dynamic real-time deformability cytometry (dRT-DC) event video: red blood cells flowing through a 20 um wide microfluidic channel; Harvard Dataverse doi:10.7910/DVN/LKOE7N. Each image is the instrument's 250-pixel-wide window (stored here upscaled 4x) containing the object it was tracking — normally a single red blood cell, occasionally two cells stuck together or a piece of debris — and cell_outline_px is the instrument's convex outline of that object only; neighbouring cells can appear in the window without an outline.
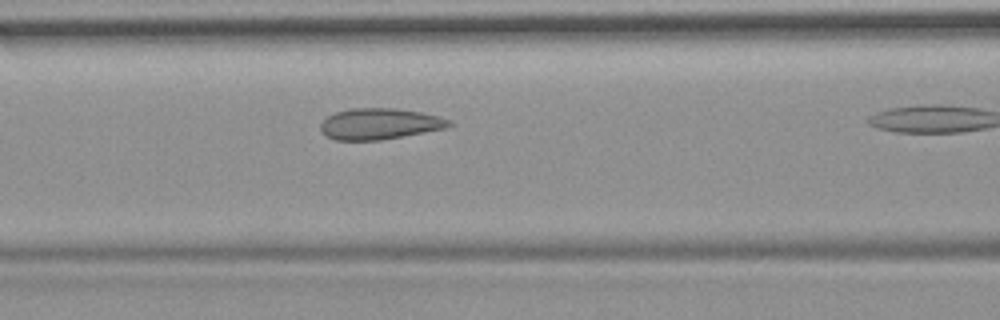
{"species": "common noctule bat (a hibernating species)", "species_latin": "Nyctalus noctula", "temperature_condition": "room temperature", "stored_images_in_passage": 11, "camera_frame_rate_fps": 3000, "um_per_image_px": 0.085, "animal": {"sex": "female", "body_mass_g": 19.9}, "frame": {"image": 1, "passage_image": 10, "time_ms": 3.0, "image_size_px": [1000, 320], "cell_outline_px": [[456, 124], [444, 128], [380, 140], [336, 140], [324, 136], [320, 128], [320, 124], [328, 116], [336, 112], [352, 108], [396, 108], [420, 112], [436, 116], [448, 120]], "centroid_in_image_um": [32.22, 10.53], "position_along_channel_um": 134.4, "area_um2": 23.06}}